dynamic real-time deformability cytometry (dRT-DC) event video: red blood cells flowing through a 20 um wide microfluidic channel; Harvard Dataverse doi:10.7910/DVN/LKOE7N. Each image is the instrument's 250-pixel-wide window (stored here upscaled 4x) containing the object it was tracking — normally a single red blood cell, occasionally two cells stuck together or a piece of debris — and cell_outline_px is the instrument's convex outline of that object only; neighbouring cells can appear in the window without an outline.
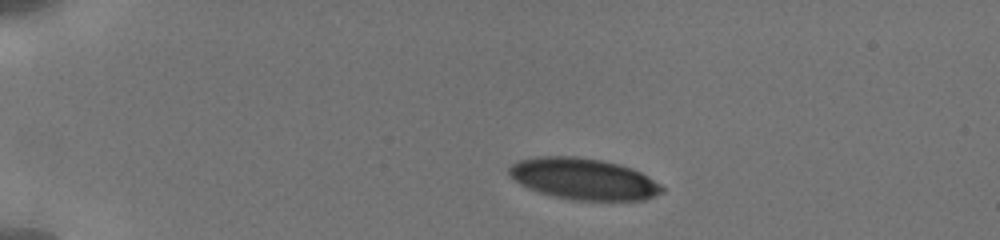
{"species": "human", "species_latin": "Homo sapiens", "temperature_condition": "cold", "stored_images_in_passage": 6, "camera_frame_rate_fps": 3000, "um_per_image_px": 0.085, "donor": {"sex": "male"}, "frame": {"image": 1, "passage_image": 1, "time_ms": 0.0, "image_size_px": [1000, 240], "cell_outline_px": [[664, 192], [644, 200], [572, 200], [552, 196], [540, 192], [520, 184], [508, 172], [508, 168], [516, 160], [536, 156], [576, 156], [604, 160], [620, 164], [632, 168], [648, 176], [660, 184], [664, 188]], "centroid_in_image_um": [49.61, 15.19], "position_along_channel_um": 35.4, "area_um2": 37.05}}